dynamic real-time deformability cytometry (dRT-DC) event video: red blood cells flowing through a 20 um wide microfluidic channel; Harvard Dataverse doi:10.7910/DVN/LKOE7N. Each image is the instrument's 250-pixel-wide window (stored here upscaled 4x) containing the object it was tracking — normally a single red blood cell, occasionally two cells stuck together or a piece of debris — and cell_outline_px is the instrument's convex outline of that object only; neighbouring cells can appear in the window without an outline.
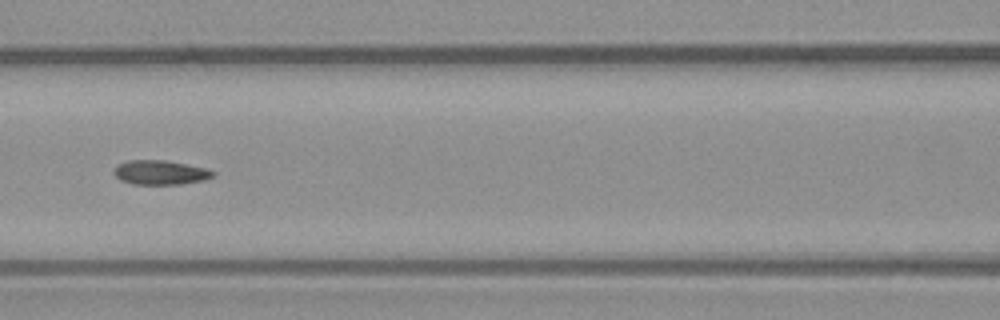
{"species": "common noctule bat (a hibernating species)", "species_latin": "Nyctalus noctula", "temperature_condition": "warm", "stored_images_in_passage": 54, "segment_of_instrument_passage": [2, 2], "camera_frame_rate_fps": 3000, "um_per_image_px": 0.085, "animal": {"sex": "male", "body_mass_g": 23.1, "forearm_length_mm": 52.7}, "frame": {"image": 1, "passage_image": 24, "time_ms": 7.667, "image_size_px": [1000, 320], "cell_outline_px": [[216, 172], [212, 176], [204, 180], [180, 184], [132, 184], [120, 180], [112, 172], [116, 164], [128, 160], [164, 160], [208, 168]], "centroid_in_image_um": [13.59, 14.65], "position_along_channel_um": 153.0, "area_um2": 14.16}}
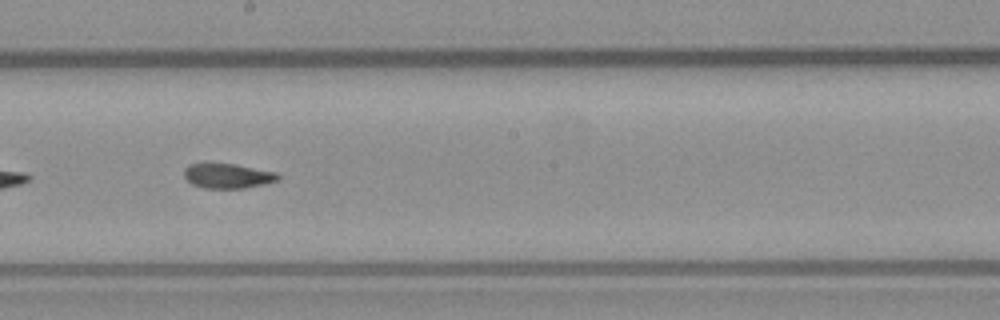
{"frame": {"image": 2, "passage_image": 30, "time_ms": 9.667, "image_size_px": [1000, 320], "cell_outline_px": [[280, 176], [276, 180], [264, 184], [244, 188], [204, 188], [192, 184], [184, 176], [184, 168], [188, 164], [236, 164], [276, 172]], "centroid_in_image_um": [19.34, 14.95], "position_along_channel_um": 228.9, "area_um2": 13.41}}
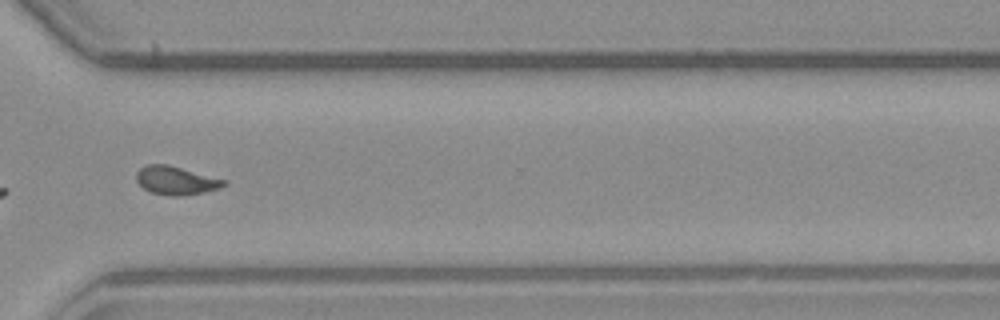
{"frame": {"image": 3, "passage_image": 40, "time_ms": 13.0, "image_size_px": [1000, 320], "cell_outline_px": [[228, 184], [220, 188], [204, 192], [180, 196], [172, 196], [152, 192], [144, 188], [136, 180], [136, 172], [140, 168], [148, 164], [168, 164], [228, 180]], "centroid_in_image_um": [15.0, 15.33], "position_along_channel_um": 355.6, "area_um2": 14.57}}